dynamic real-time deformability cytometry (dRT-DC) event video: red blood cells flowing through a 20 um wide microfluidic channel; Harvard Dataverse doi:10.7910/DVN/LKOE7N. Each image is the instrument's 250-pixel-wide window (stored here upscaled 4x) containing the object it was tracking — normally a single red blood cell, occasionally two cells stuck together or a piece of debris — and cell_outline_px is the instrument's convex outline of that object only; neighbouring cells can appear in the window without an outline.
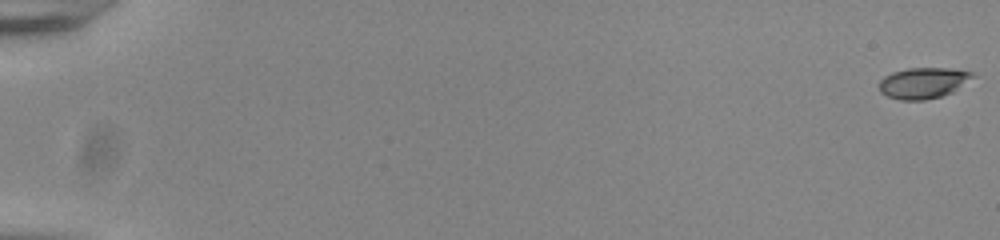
{"species": "common noctule bat (a hibernating species)", "species_latin": "Nyctalus noctula", "temperature_condition": "room temperature", "stored_images_in_passage": 7, "camera_frame_rate_fps": 3000, "um_per_image_px": 0.085, "animal": {"sex": "male", "body_mass_g": 20.0, "forearm_length_mm": 53.3}, "frame": {"image": 1, "passage_image": 1, "time_ms": 0.0, "image_size_px": [1000, 240], "cell_outline_px": [[976, 76], [952, 92], [940, 96], [924, 100], [900, 100], [888, 96], [880, 92], [880, 80], [884, 76], [892, 72], [908, 68], [948, 68], [972, 72]], "centroid_in_image_um": [78.47, 7.04], "position_along_channel_um": 6.5, "area_um2": 16.76}}